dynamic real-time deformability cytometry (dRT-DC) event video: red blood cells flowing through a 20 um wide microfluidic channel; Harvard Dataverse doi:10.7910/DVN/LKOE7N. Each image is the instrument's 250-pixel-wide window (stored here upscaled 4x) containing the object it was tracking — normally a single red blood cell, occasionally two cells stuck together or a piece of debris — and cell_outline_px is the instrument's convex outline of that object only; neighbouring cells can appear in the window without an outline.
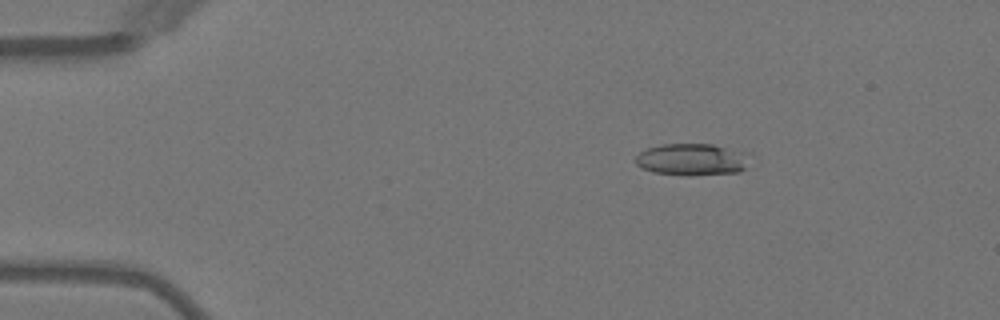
{"species": "Egyptian fruit bat (a non-hibernating species)", "species_latin": "Rousettus aegyptiacus", "temperature_condition": "warm", "stored_images_in_passage": 4, "camera_frame_rate_fps": 3000, "um_per_image_px": 0.085, "animal": {"sex": "female"}, "frame": {"image": 1, "passage_image": 4, "time_ms": 4.667, "image_size_px": [1000, 320], "cell_outline_px": [[752, 152], [744, 168], [740, 172], [688, 176], [652, 172], [636, 164], [636, 156], [640, 152], [648, 148], [664, 144], [712, 144]], "centroid_in_image_um": [58.89, 13.55], "position_along_channel_um": 26.1, "area_um2": 21.5}}